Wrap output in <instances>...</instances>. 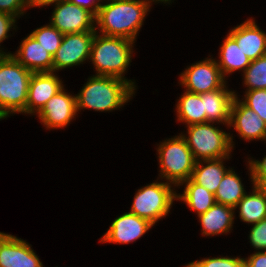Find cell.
Instances as JSON below:
<instances>
[{
	"mask_svg": "<svg viewBox=\"0 0 266 267\" xmlns=\"http://www.w3.org/2000/svg\"><path fill=\"white\" fill-rule=\"evenodd\" d=\"M177 121L185 125L206 123L204 100L201 94L184 91L176 104Z\"/></svg>",
	"mask_w": 266,
	"mask_h": 267,
	"instance_id": "22",
	"label": "cell"
},
{
	"mask_svg": "<svg viewBox=\"0 0 266 267\" xmlns=\"http://www.w3.org/2000/svg\"><path fill=\"white\" fill-rule=\"evenodd\" d=\"M239 209V219L248 224H255L266 219V198L253 185L252 192L244 197L234 207Z\"/></svg>",
	"mask_w": 266,
	"mask_h": 267,
	"instance_id": "24",
	"label": "cell"
},
{
	"mask_svg": "<svg viewBox=\"0 0 266 267\" xmlns=\"http://www.w3.org/2000/svg\"><path fill=\"white\" fill-rule=\"evenodd\" d=\"M173 187L174 185L164 181H155L141 187L134 195L130 212L155 225L170 213L173 202L177 200V192Z\"/></svg>",
	"mask_w": 266,
	"mask_h": 267,
	"instance_id": "7",
	"label": "cell"
},
{
	"mask_svg": "<svg viewBox=\"0 0 266 267\" xmlns=\"http://www.w3.org/2000/svg\"><path fill=\"white\" fill-rule=\"evenodd\" d=\"M30 8V0H0V12L8 13L16 18L24 15Z\"/></svg>",
	"mask_w": 266,
	"mask_h": 267,
	"instance_id": "31",
	"label": "cell"
},
{
	"mask_svg": "<svg viewBox=\"0 0 266 267\" xmlns=\"http://www.w3.org/2000/svg\"><path fill=\"white\" fill-rule=\"evenodd\" d=\"M228 86L223 88L201 93V99L204 100V111L206 113V123L223 124L229 127L230 108L235 97V91L229 90Z\"/></svg>",
	"mask_w": 266,
	"mask_h": 267,
	"instance_id": "18",
	"label": "cell"
},
{
	"mask_svg": "<svg viewBox=\"0 0 266 267\" xmlns=\"http://www.w3.org/2000/svg\"><path fill=\"white\" fill-rule=\"evenodd\" d=\"M75 5L86 9L91 12L95 17L99 12V8L101 7L103 1L102 0H68ZM102 2V3H101Z\"/></svg>",
	"mask_w": 266,
	"mask_h": 267,
	"instance_id": "35",
	"label": "cell"
},
{
	"mask_svg": "<svg viewBox=\"0 0 266 267\" xmlns=\"http://www.w3.org/2000/svg\"><path fill=\"white\" fill-rule=\"evenodd\" d=\"M135 95V89L125 80L103 75L87 79L76 94L77 111L93 109L101 112L119 110Z\"/></svg>",
	"mask_w": 266,
	"mask_h": 267,
	"instance_id": "2",
	"label": "cell"
},
{
	"mask_svg": "<svg viewBox=\"0 0 266 267\" xmlns=\"http://www.w3.org/2000/svg\"><path fill=\"white\" fill-rule=\"evenodd\" d=\"M159 178L176 187L191 178L196 160L182 134L158 144Z\"/></svg>",
	"mask_w": 266,
	"mask_h": 267,
	"instance_id": "5",
	"label": "cell"
},
{
	"mask_svg": "<svg viewBox=\"0 0 266 267\" xmlns=\"http://www.w3.org/2000/svg\"><path fill=\"white\" fill-rule=\"evenodd\" d=\"M185 267H246V264L244 258L222 256L189 262Z\"/></svg>",
	"mask_w": 266,
	"mask_h": 267,
	"instance_id": "29",
	"label": "cell"
},
{
	"mask_svg": "<svg viewBox=\"0 0 266 267\" xmlns=\"http://www.w3.org/2000/svg\"><path fill=\"white\" fill-rule=\"evenodd\" d=\"M247 163V166H249L248 171H250L249 173L252 185H254L252 177H266V156H264L262 161L248 158Z\"/></svg>",
	"mask_w": 266,
	"mask_h": 267,
	"instance_id": "33",
	"label": "cell"
},
{
	"mask_svg": "<svg viewBox=\"0 0 266 267\" xmlns=\"http://www.w3.org/2000/svg\"><path fill=\"white\" fill-rule=\"evenodd\" d=\"M244 259L246 267H266V251H256Z\"/></svg>",
	"mask_w": 266,
	"mask_h": 267,
	"instance_id": "34",
	"label": "cell"
},
{
	"mask_svg": "<svg viewBox=\"0 0 266 267\" xmlns=\"http://www.w3.org/2000/svg\"><path fill=\"white\" fill-rule=\"evenodd\" d=\"M55 72L33 73L28 87L26 109L23 114L36 115L47 101L64 88Z\"/></svg>",
	"mask_w": 266,
	"mask_h": 267,
	"instance_id": "15",
	"label": "cell"
},
{
	"mask_svg": "<svg viewBox=\"0 0 266 267\" xmlns=\"http://www.w3.org/2000/svg\"><path fill=\"white\" fill-rule=\"evenodd\" d=\"M31 247L17 236L0 232V267H43Z\"/></svg>",
	"mask_w": 266,
	"mask_h": 267,
	"instance_id": "12",
	"label": "cell"
},
{
	"mask_svg": "<svg viewBox=\"0 0 266 267\" xmlns=\"http://www.w3.org/2000/svg\"><path fill=\"white\" fill-rule=\"evenodd\" d=\"M243 85L246 91L266 89V55L251 61L250 65L243 72Z\"/></svg>",
	"mask_w": 266,
	"mask_h": 267,
	"instance_id": "26",
	"label": "cell"
},
{
	"mask_svg": "<svg viewBox=\"0 0 266 267\" xmlns=\"http://www.w3.org/2000/svg\"><path fill=\"white\" fill-rule=\"evenodd\" d=\"M11 55L33 73L53 72V56L30 34Z\"/></svg>",
	"mask_w": 266,
	"mask_h": 267,
	"instance_id": "17",
	"label": "cell"
},
{
	"mask_svg": "<svg viewBox=\"0 0 266 267\" xmlns=\"http://www.w3.org/2000/svg\"><path fill=\"white\" fill-rule=\"evenodd\" d=\"M76 95L66 92L63 88L52 96L37 113L40 123L47 129L67 127L77 114Z\"/></svg>",
	"mask_w": 266,
	"mask_h": 267,
	"instance_id": "11",
	"label": "cell"
},
{
	"mask_svg": "<svg viewBox=\"0 0 266 267\" xmlns=\"http://www.w3.org/2000/svg\"><path fill=\"white\" fill-rule=\"evenodd\" d=\"M32 74L12 55H0V120L26 109Z\"/></svg>",
	"mask_w": 266,
	"mask_h": 267,
	"instance_id": "4",
	"label": "cell"
},
{
	"mask_svg": "<svg viewBox=\"0 0 266 267\" xmlns=\"http://www.w3.org/2000/svg\"><path fill=\"white\" fill-rule=\"evenodd\" d=\"M95 33L96 31L64 34L61 45L53 56V72L89 61Z\"/></svg>",
	"mask_w": 266,
	"mask_h": 267,
	"instance_id": "9",
	"label": "cell"
},
{
	"mask_svg": "<svg viewBox=\"0 0 266 267\" xmlns=\"http://www.w3.org/2000/svg\"><path fill=\"white\" fill-rule=\"evenodd\" d=\"M228 34L251 61L266 55V33L252 17L233 27Z\"/></svg>",
	"mask_w": 266,
	"mask_h": 267,
	"instance_id": "16",
	"label": "cell"
},
{
	"mask_svg": "<svg viewBox=\"0 0 266 267\" xmlns=\"http://www.w3.org/2000/svg\"><path fill=\"white\" fill-rule=\"evenodd\" d=\"M248 237L250 244L258 252L266 251V219L252 224Z\"/></svg>",
	"mask_w": 266,
	"mask_h": 267,
	"instance_id": "30",
	"label": "cell"
},
{
	"mask_svg": "<svg viewBox=\"0 0 266 267\" xmlns=\"http://www.w3.org/2000/svg\"><path fill=\"white\" fill-rule=\"evenodd\" d=\"M50 24L62 34L95 30V16L86 9L65 0L54 5Z\"/></svg>",
	"mask_w": 266,
	"mask_h": 267,
	"instance_id": "10",
	"label": "cell"
},
{
	"mask_svg": "<svg viewBox=\"0 0 266 267\" xmlns=\"http://www.w3.org/2000/svg\"><path fill=\"white\" fill-rule=\"evenodd\" d=\"M150 6L145 0L103 2L95 17V30L102 35L135 42Z\"/></svg>",
	"mask_w": 266,
	"mask_h": 267,
	"instance_id": "1",
	"label": "cell"
},
{
	"mask_svg": "<svg viewBox=\"0 0 266 267\" xmlns=\"http://www.w3.org/2000/svg\"><path fill=\"white\" fill-rule=\"evenodd\" d=\"M254 186L264 195L266 198V177H252Z\"/></svg>",
	"mask_w": 266,
	"mask_h": 267,
	"instance_id": "36",
	"label": "cell"
},
{
	"mask_svg": "<svg viewBox=\"0 0 266 267\" xmlns=\"http://www.w3.org/2000/svg\"><path fill=\"white\" fill-rule=\"evenodd\" d=\"M240 101L255 111L266 123V89L245 91V95Z\"/></svg>",
	"mask_w": 266,
	"mask_h": 267,
	"instance_id": "28",
	"label": "cell"
},
{
	"mask_svg": "<svg viewBox=\"0 0 266 267\" xmlns=\"http://www.w3.org/2000/svg\"><path fill=\"white\" fill-rule=\"evenodd\" d=\"M65 0H30V8L32 7H44L49 5H55Z\"/></svg>",
	"mask_w": 266,
	"mask_h": 267,
	"instance_id": "37",
	"label": "cell"
},
{
	"mask_svg": "<svg viewBox=\"0 0 266 267\" xmlns=\"http://www.w3.org/2000/svg\"><path fill=\"white\" fill-rule=\"evenodd\" d=\"M153 226L147 219L126 212L111 222L100 243L129 244L141 238Z\"/></svg>",
	"mask_w": 266,
	"mask_h": 267,
	"instance_id": "14",
	"label": "cell"
},
{
	"mask_svg": "<svg viewBox=\"0 0 266 267\" xmlns=\"http://www.w3.org/2000/svg\"><path fill=\"white\" fill-rule=\"evenodd\" d=\"M214 123L191 124L182 134L196 161L230 157L234 148L233 136Z\"/></svg>",
	"mask_w": 266,
	"mask_h": 267,
	"instance_id": "6",
	"label": "cell"
},
{
	"mask_svg": "<svg viewBox=\"0 0 266 267\" xmlns=\"http://www.w3.org/2000/svg\"><path fill=\"white\" fill-rule=\"evenodd\" d=\"M17 22V18L5 13L0 12V43H2L4 40L8 39L9 33L11 29H16L15 23ZM13 27V28H12ZM1 46V45H0ZM1 48V47H0ZM0 49V55H11L12 53L4 52Z\"/></svg>",
	"mask_w": 266,
	"mask_h": 267,
	"instance_id": "32",
	"label": "cell"
},
{
	"mask_svg": "<svg viewBox=\"0 0 266 267\" xmlns=\"http://www.w3.org/2000/svg\"><path fill=\"white\" fill-rule=\"evenodd\" d=\"M134 43L126 38L106 36L96 32L91 43L89 59L96 75L123 79L136 90L135 82L126 79L124 75L132 62Z\"/></svg>",
	"mask_w": 266,
	"mask_h": 267,
	"instance_id": "3",
	"label": "cell"
},
{
	"mask_svg": "<svg viewBox=\"0 0 266 267\" xmlns=\"http://www.w3.org/2000/svg\"><path fill=\"white\" fill-rule=\"evenodd\" d=\"M103 2L128 1V0H102Z\"/></svg>",
	"mask_w": 266,
	"mask_h": 267,
	"instance_id": "39",
	"label": "cell"
},
{
	"mask_svg": "<svg viewBox=\"0 0 266 267\" xmlns=\"http://www.w3.org/2000/svg\"><path fill=\"white\" fill-rule=\"evenodd\" d=\"M235 208L215 203L205 213L198 215L202 236L227 234L233 228Z\"/></svg>",
	"mask_w": 266,
	"mask_h": 267,
	"instance_id": "19",
	"label": "cell"
},
{
	"mask_svg": "<svg viewBox=\"0 0 266 267\" xmlns=\"http://www.w3.org/2000/svg\"><path fill=\"white\" fill-rule=\"evenodd\" d=\"M233 127L240 138L246 141H266V123L252 109L245 106L235 91L230 108L229 128Z\"/></svg>",
	"mask_w": 266,
	"mask_h": 267,
	"instance_id": "13",
	"label": "cell"
},
{
	"mask_svg": "<svg viewBox=\"0 0 266 267\" xmlns=\"http://www.w3.org/2000/svg\"><path fill=\"white\" fill-rule=\"evenodd\" d=\"M145 1L149 2L151 5H153L152 2L164 3V4L168 3L169 5H170V3H172L171 0H145Z\"/></svg>",
	"mask_w": 266,
	"mask_h": 267,
	"instance_id": "38",
	"label": "cell"
},
{
	"mask_svg": "<svg viewBox=\"0 0 266 267\" xmlns=\"http://www.w3.org/2000/svg\"><path fill=\"white\" fill-rule=\"evenodd\" d=\"M30 35L35 38L40 45L48 51L52 56L56 54V51L61 45L64 34H62L53 25L41 26L40 28L34 29Z\"/></svg>",
	"mask_w": 266,
	"mask_h": 267,
	"instance_id": "27",
	"label": "cell"
},
{
	"mask_svg": "<svg viewBox=\"0 0 266 267\" xmlns=\"http://www.w3.org/2000/svg\"><path fill=\"white\" fill-rule=\"evenodd\" d=\"M181 185H185V189L182 194H176L177 201L185 202L192 211L196 212L197 216L205 213L216 203L214 194L194 183L190 178Z\"/></svg>",
	"mask_w": 266,
	"mask_h": 267,
	"instance_id": "23",
	"label": "cell"
},
{
	"mask_svg": "<svg viewBox=\"0 0 266 267\" xmlns=\"http://www.w3.org/2000/svg\"><path fill=\"white\" fill-rule=\"evenodd\" d=\"M229 158L196 161L190 179L194 183L205 187L212 194H215L225 173L230 169V167L227 169L224 166V161L229 160Z\"/></svg>",
	"mask_w": 266,
	"mask_h": 267,
	"instance_id": "20",
	"label": "cell"
},
{
	"mask_svg": "<svg viewBox=\"0 0 266 267\" xmlns=\"http://www.w3.org/2000/svg\"><path fill=\"white\" fill-rule=\"evenodd\" d=\"M219 49V60H216V62L224 78L237 70L244 72L251 63V60L229 34H227Z\"/></svg>",
	"mask_w": 266,
	"mask_h": 267,
	"instance_id": "21",
	"label": "cell"
},
{
	"mask_svg": "<svg viewBox=\"0 0 266 267\" xmlns=\"http://www.w3.org/2000/svg\"><path fill=\"white\" fill-rule=\"evenodd\" d=\"M246 193L241 178L231 168L225 173L214 195L216 203L234 208Z\"/></svg>",
	"mask_w": 266,
	"mask_h": 267,
	"instance_id": "25",
	"label": "cell"
},
{
	"mask_svg": "<svg viewBox=\"0 0 266 267\" xmlns=\"http://www.w3.org/2000/svg\"><path fill=\"white\" fill-rule=\"evenodd\" d=\"M179 76V84L186 91L197 94L217 90L227 84L216 59L212 57L190 65Z\"/></svg>",
	"mask_w": 266,
	"mask_h": 267,
	"instance_id": "8",
	"label": "cell"
}]
</instances>
